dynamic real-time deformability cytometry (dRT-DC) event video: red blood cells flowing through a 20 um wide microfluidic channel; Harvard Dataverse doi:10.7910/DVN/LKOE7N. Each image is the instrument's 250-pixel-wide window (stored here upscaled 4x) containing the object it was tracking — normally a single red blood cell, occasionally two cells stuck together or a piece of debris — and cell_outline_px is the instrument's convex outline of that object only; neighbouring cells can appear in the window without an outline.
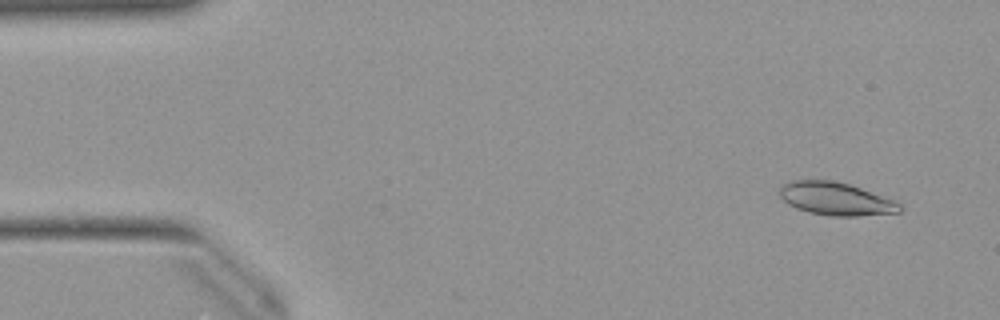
{"species": "Egyptian fruit bat (a non-hibernating species)", "species_latin": "Rousettus aegyptiacus", "temperature_condition": "warm", "stored_images_in_passage": 8, "camera_frame_rate_fps": 3000, "um_per_image_px": 0.085, "animal": {"sex": "female"}, "frame": {"image": 1, "passage_image": 4, "time_ms": 1.0, "image_size_px": [1000, 320], "cell_outline_px": [[904, 208], [900, 212], [856, 216], [832, 216], [808, 212], [796, 208], [788, 204], [780, 196], [780, 184], [796, 180], [832, 180], [848, 184], [860, 188], [892, 200], [900, 204]], "centroid_in_image_um": [71.01, 16.9], "position_along_channel_um": 14.0, "area_um2": 22.83}}